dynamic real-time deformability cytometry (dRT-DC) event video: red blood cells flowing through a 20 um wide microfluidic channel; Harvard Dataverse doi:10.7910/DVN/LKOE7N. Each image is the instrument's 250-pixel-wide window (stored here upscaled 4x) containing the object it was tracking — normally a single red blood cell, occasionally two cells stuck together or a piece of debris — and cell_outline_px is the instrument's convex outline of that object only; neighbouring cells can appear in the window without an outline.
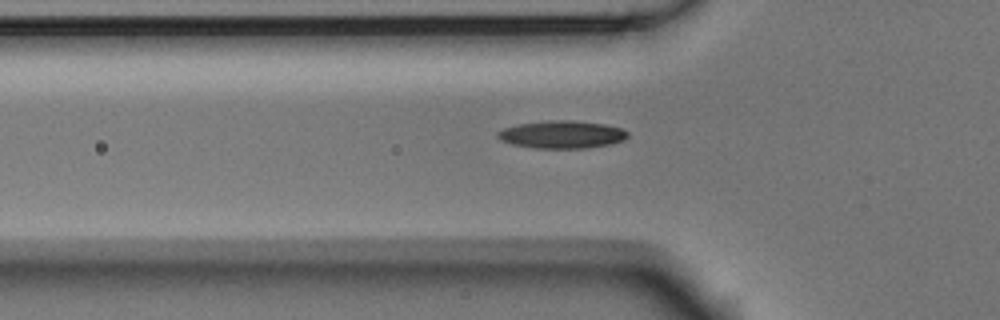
{"species": "Egyptian fruit bat (a non-hibernating species)", "species_latin": "Rousettus aegyptiacus", "temperature_condition": "room temperature", "stored_images_in_passage": 4, "segment_of_instrument_passage": [2, 2], "camera_frame_rate_fps": 3000, "um_per_image_px": 0.085, "animal": {"sex": "male"}, "frame": {"image": 1, "passage_image": 4, "time_ms": 1.0, "image_size_px": [1000, 320], "cell_outline_px": [[628, 136], [624, 140], [608, 144], [584, 148], [536, 148], [512, 144], [500, 140], [496, 136], [496, 132], [504, 128], [520, 124], [548, 120], [572, 120], [604, 124], [620, 128], [628, 132]], "centroid_in_image_um": [47.74, 11.43], "position_along_channel_um": 78.1, "area_um2": 20.81}}